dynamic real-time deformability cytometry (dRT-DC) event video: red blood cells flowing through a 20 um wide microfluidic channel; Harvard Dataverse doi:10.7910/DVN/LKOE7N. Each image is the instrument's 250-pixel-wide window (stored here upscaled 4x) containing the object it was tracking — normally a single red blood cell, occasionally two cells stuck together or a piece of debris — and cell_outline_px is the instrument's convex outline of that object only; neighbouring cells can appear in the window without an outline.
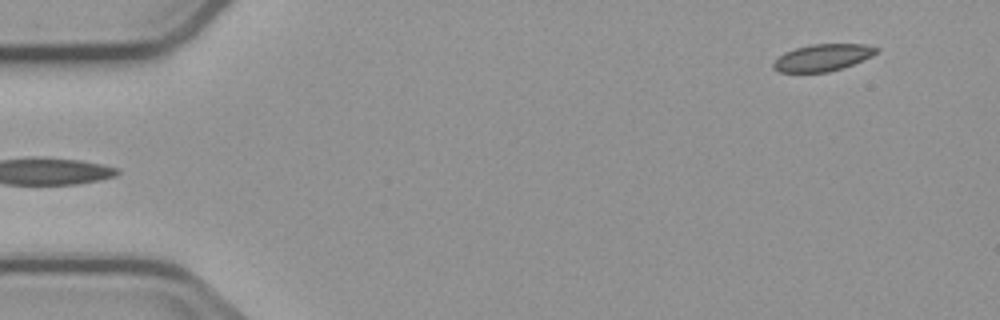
{"species": "common noctule bat (a hibernating species)", "species_latin": "Nyctalus noctula", "temperature_condition": "cold", "stored_images_in_passage": 2, "segment_of_instrument_passage": [2, 2], "camera_frame_rate_fps": 3000, "um_per_image_px": 0.085, "animal": {"sex": "male", "body_mass_g": 23.1, "forearm_length_mm": 52.7}, "frame": {"image": 1, "passage_image": 2, "time_ms": 2.333, "image_size_px": [1000, 320], "cell_outline_px": [[880, 48], [872, 56], [852, 64], [828, 72], [780, 72], [772, 68], [772, 64], [784, 52], [796, 48], [812, 44], [864, 44]], "centroid_in_image_um": [69.91, 4.89], "position_along_channel_um": 15.1, "area_um2": 15.95}}